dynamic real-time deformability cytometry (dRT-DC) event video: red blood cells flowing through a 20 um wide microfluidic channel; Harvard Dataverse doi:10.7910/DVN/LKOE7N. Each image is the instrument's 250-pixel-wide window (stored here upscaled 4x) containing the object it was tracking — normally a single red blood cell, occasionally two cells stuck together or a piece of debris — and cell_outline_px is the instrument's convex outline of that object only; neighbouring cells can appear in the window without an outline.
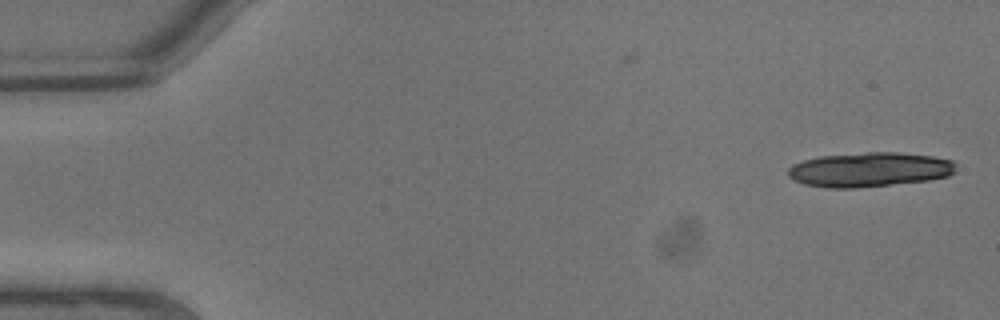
{"species": "common noctule bat (a hibernating species)", "species_latin": "Nyctalus noctula", "temperature_condition": "warm", "stored_images_in_passage": 2, "camera_frame_rate_fps": 3000, "um_per_image_px": 0.085, "animal": {"sex": "male", "body_mass_g": 13.3}, "frame": {"image": 1, "passage_image": 2, "time_ms": 0.333, "image_size_px": [1000, 320], "cell_outline_px": [[956, 172], [948, 176], [928, 180], [856, 188], [828, 188], [804, 184], [792, 180], [788, 176], [788, 168], [792, 164], [804, 160], [820, 156], [868, 152], [896, 152], [932, 156], [952, 160], [956, 164]], "centroid_in_image_um": [73.89, 14.42], "position_along_channel_um": 11.1, "area_um2": 33.87}}